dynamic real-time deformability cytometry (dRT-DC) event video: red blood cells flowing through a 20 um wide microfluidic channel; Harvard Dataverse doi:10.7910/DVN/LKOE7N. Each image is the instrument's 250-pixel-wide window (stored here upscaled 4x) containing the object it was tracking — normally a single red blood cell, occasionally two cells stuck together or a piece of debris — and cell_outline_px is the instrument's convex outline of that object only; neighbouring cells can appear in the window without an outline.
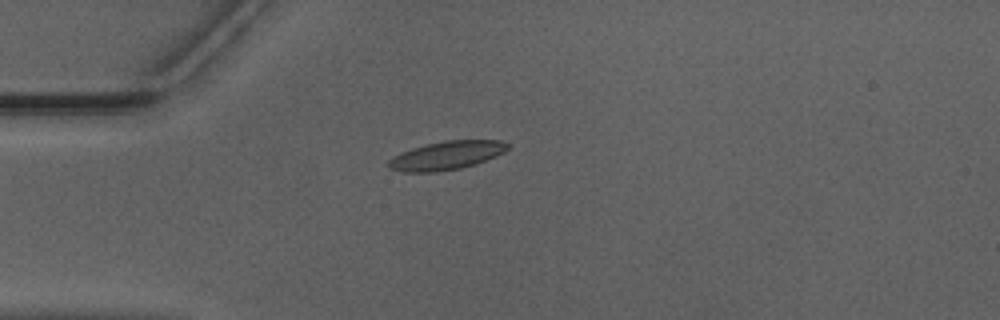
{"species": "Egyptian fruit bat (a non-hibernating species)", "species_latin": "Rousettus aegyptiacus", "temperature_condition": "warm", "stored_images_in_passage": 29, "camera_frame_rate_fps": 3000, "um_per_image_px": 0.085, "animal": {"sex": "male"}, "frame": {"image": 1, "passage_image": 2, "time_ms": 0.333, "image_size_px": [1000, 320], "cell_outline_px": [[512, 144], [504, 152], [496, 156], [476, 164], [460, 168], [436, 172], [404, 172], [388, 168], [384, 164], [392, 156], [400, 152], [412, 148], [444, 140], [500, 140]], "centroid_in_image_um": [37.93, 13.21], "position_along_channel_um": 47.1, "area_um2": 20.06}}
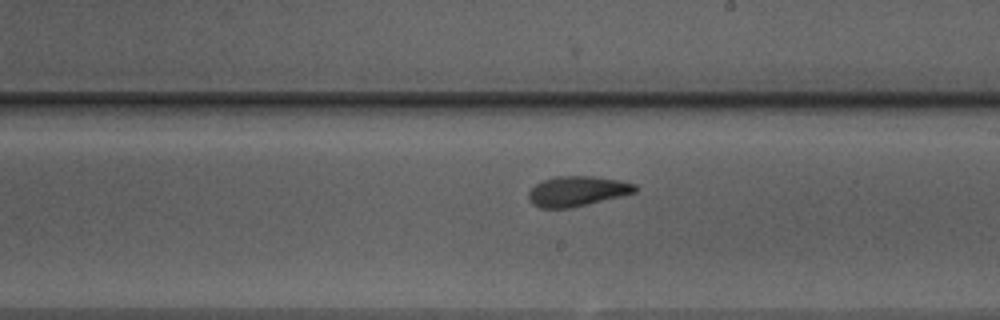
{"frame": {"image": 2, "passage_image": 18, "time_ms": 5.667, "image_size_px": [1000, 320], "cell_outline_px": [[636, 192], [572, 208], [540, 208], [532, 204], [528, 196], [528, 192], [536, 184], [544, 180], [556, 176], [592, 176], [620, 180], [636, 184]], "centroid_in_image_um": [49.05, 16.25], "position_along_channel_um": 239.9, "area_um2": 18.61}}
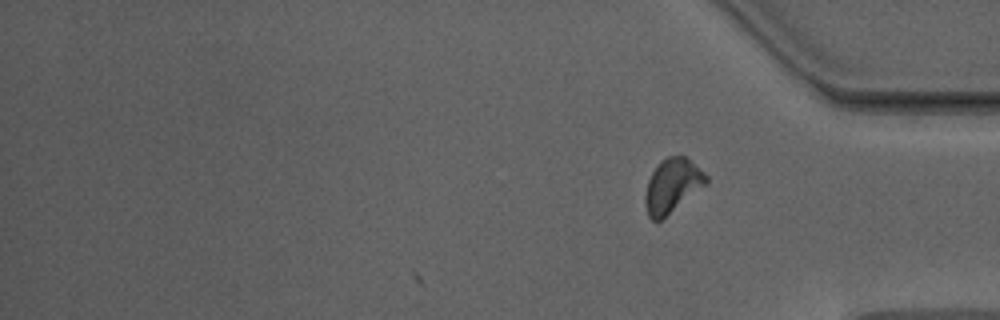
{"frame": {"image": 3, "passage_image": 29, "time_ms": 9.333, "image_size_px": [1000, 320], "cell_outline_px": [[708, 180], [704, 184], [660, 220], [652, 220], [648, 216], [644, 204], [644, 196], [648, 180], [656, 164], [660, 160], [668, 156], [684, 156], [704, 172], [708, 176]], "centroid_in_image_um": [57.08, 15.75], "position_along_channel_um": 378.1, "area_um2": 18.61}, "authors_computed_cell_mechanics": {"area_um2": 18.785, "velocity_mm_per_s": 3.9454, "shape_relaxation_time_tau1_ms": 7.5026, "shape_relaxation_time_tau2_ms": 1.9768, "deformation_change_tau1": 0.1714, "deformation_change_tau2": 0.0842}}